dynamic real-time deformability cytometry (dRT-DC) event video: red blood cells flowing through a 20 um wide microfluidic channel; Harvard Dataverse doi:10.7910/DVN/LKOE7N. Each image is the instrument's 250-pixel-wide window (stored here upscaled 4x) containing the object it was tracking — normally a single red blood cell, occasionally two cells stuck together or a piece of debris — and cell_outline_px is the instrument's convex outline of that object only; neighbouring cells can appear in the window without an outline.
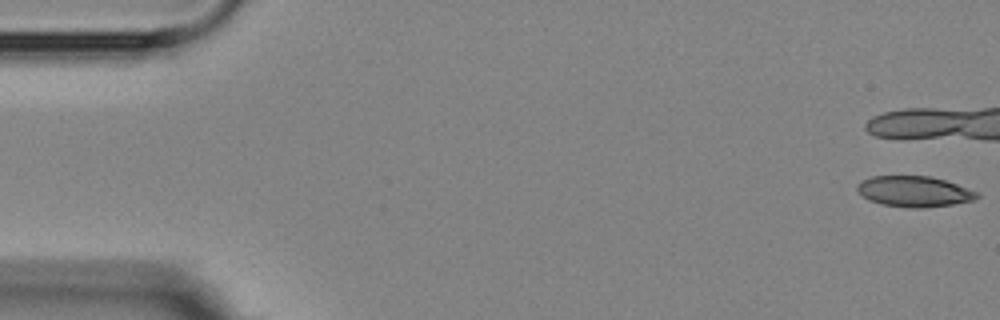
{"species": "Egyptian fruit bat (a non-hibernating species)", "species_latin": "Rousettus aegyptiacus", "temperature_condition": "room temperature", "stored_images_in_passage": 6, "camera_frame_rate_fps": 3000, "um_per_image_px": 0.085, "animal": {"sex": "female"}, "frame": {"image": 1, "passage_image": 1, "time_ms": 0.0, "image_size_px": [1000, 320], "cell_outline_px": [[980, 196], [972, 200], [952, 204], [924, 208], [908, 208], [880, 204], [868, 200], [856, 188], [856, 184], [872, 176], [928, 176], [944, 180], [956, 184], [976, 192]], "centroid_in_image_um": [77.67, 16.28], "position_along_channel_um": 7.3, "area_um2": 21.21}}